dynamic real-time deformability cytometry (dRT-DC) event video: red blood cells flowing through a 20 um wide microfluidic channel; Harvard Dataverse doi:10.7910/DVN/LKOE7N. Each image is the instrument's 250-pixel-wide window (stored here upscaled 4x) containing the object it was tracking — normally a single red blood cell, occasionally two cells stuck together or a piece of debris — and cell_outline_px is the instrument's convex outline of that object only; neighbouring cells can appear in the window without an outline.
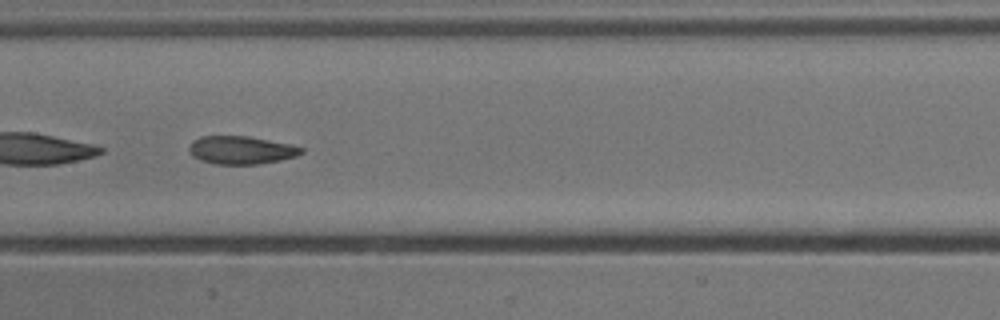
{"species": "common noctule bat (a hibernating species)", "species_latin": "Nyctalus noctula", "temperature_condition": "cold", "stored_images_in_passage": 34, "camera_frame_rate_fps": 3000, "um_per_image_px": 0.085, "animal": {"sex": "male", "body_mass_g": 13.3}, "frame": {"image": 1, "passage_image": 10, "time_ms": 3.0, "image_size_px": [1000, 320], "cell_outline_px": [[304, 152], [296, 156], [280, 160], [256, 164], [216, 164], [200, 160], [192, 156], [188, 148], [192, 140], [200, 136], [248, 136], [288, 144], [304, 148]], "centroid_in_image_um": [20.46, 12.75], "position_along_channel_um": 186.9, "area_um2": 18.26}}
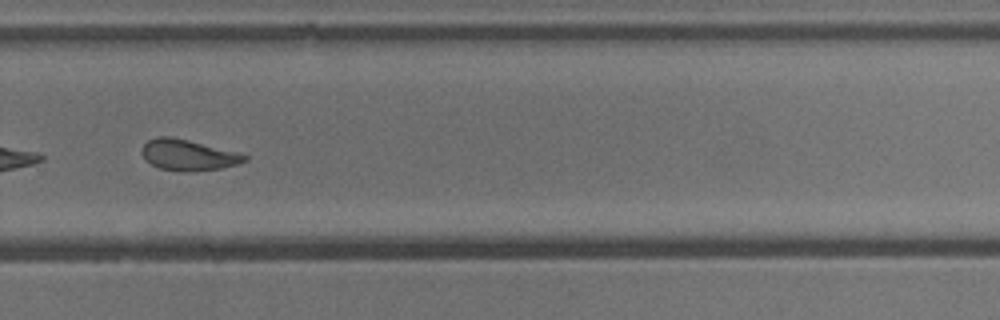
{"frame": {"image": 2, "passage_image": 20, "time_ms": 6.333, "image_size_px": [1000, 320], "cell_outline_px": [[248, 160], [236, 164], [220, 168], [188, 172], [180, 172], [160, 168], [144, 160], [140, 152], [144, 144], [148, 140], [156, 136], [172, 136], [240, 152], [248, 156]], "centroid_in_image_um": [15.98, 13.16], "position_along_channel_um": 313.8, "area_um2": 18.79}, "authors_computed_cell_mechanics": {"area_um2": 18.6116, "velocity_mm_per_s": 3.8343, "shape_relaxation_time_tau1_ms": 4.0239, "shape_relaxation_time_tau2_ms": 2.8481, "deformation_change_tau1": 0.1418, "deformation_change_tau2": 0.0991}}